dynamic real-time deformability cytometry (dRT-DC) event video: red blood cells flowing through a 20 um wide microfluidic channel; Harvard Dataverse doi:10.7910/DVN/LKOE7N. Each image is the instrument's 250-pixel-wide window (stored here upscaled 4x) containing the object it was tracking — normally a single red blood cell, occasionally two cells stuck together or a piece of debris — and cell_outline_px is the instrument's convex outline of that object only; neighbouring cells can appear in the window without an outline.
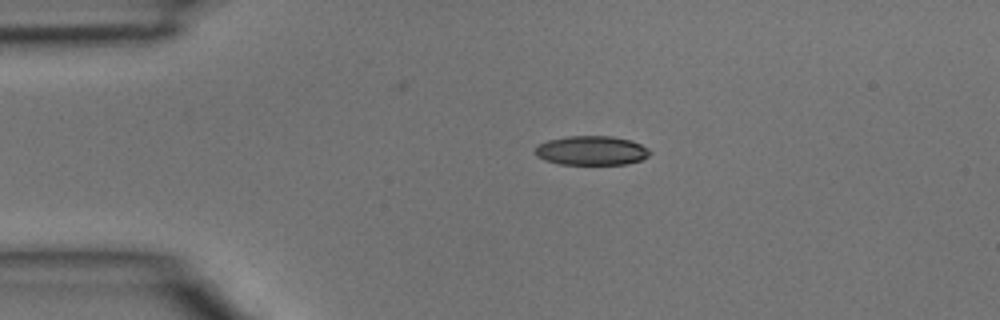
{"species": "common noctule bat (a hibernating species)", "species_latin": "Nyctalus noctula", "temperature_condition": "room temperature", "stored_images_in_passage": 3, "camera_frame_rate_fps": 3000, "um_per_image_px": 0.085, "animal": {"sex": "male", "body_mass_g": 15.6}, "frame": {"image": 1, "passage_image": 3, "time_ms": 0.667, "image_size_px": [1000, 320], "cell_outline_px": [[652, 152], [648, 156], [640, 160], [628, 164], [560, 164], [544, 160], [536, 156], [536, 144], [548, 140], [568, 136], [612, 136], [632, 140], [648, 148]], "centroid_in_image_um": [50.28, 12.79], "position_along_channel_um": 34.7, "area_um2": 19.65}}